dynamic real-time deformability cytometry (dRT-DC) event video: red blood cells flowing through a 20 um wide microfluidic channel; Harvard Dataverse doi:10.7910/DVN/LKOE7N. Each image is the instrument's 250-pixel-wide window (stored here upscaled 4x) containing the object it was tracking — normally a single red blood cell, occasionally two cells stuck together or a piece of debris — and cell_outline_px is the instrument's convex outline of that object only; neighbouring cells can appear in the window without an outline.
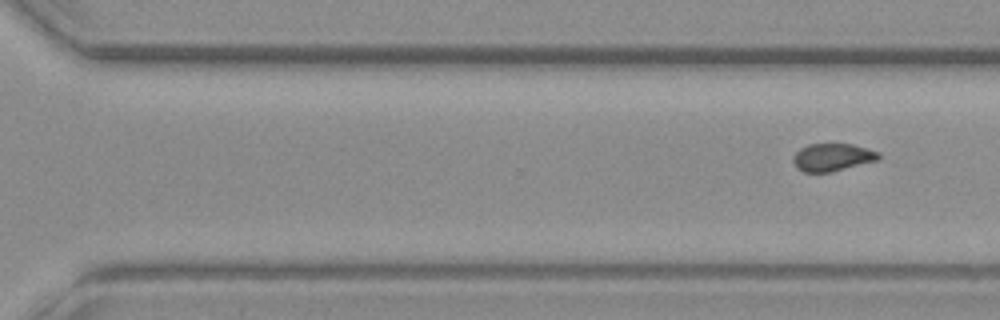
{"species": "common noctule bat (a hibernating species)", "species_latin": "Nyctalus noctula", "temperature_condition": "warm", "stored_images_in_passage": 11, "camera_frame_rate_fps": 3000, "um_per_image_px": 0.085, "animal": {"sex": "female", "body_mass_g": 19.3, "forearm_length_mm": 54.1}, "frame": {"image": 1, "passage_image": 11, "time_ms": 12.667, "image_size_px": [1000, 320], "cell_outline_px": [[880, 160], [832, 172], [804, 172], [796, 168], [792, 160], [796, 152], [800, 148], [808, 144], [852, 144], [868, 148], [880, 152]], "centroid_in_image_um": [70.78, 13.37], "position_along_channel_um": 299.8, "area_um2": 13.99}}